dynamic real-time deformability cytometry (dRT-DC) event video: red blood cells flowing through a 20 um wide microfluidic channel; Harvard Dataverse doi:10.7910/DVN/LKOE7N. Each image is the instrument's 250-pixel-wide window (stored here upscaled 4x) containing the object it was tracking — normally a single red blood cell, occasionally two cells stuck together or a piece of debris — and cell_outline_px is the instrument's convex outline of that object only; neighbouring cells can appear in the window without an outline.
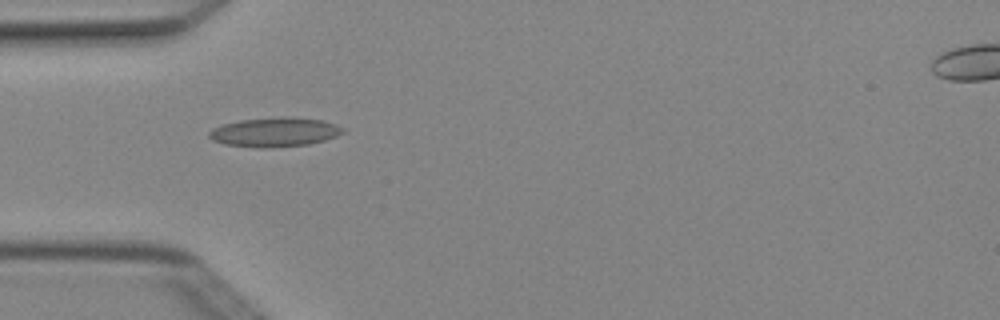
{"species": "Egyptian fruit bat (a non-hibernating species)", "species_latin": "Rousettus aegyptiacus", "temperature_condition": "cold", "stored_images_in_passage": 6, "camera_frame_rate_fps": 3000, "um_per_image_px": 0.085, "animal": {"sex": "female"}, "frame": {"image": 1, "passage_image": 5, "time_ms": 1.333, "image_size_px": [1000, 320], "cell_outline_px": [[344, 132], [336, 136], [324, 140], [308, 144], [264, 148], [224, 144], [212, 140], [208, 136], [208, 132], [212, 128], [224, 124], [240, 120], [280, 116], [288, 116], [324, 120], [336, 124], [344, 128]], "centroid_in_image_um": [23.35, 11.21], "position_along_channel_um": 61.6, "area_um2": 22.89}}
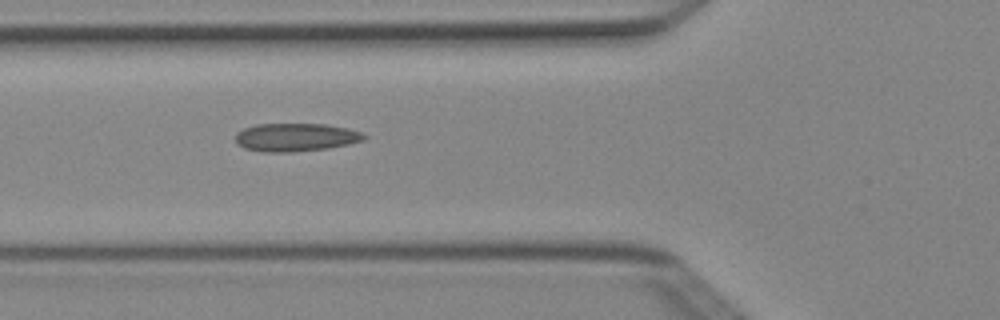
{"frame": {"image": 2, "passage_image": 6, "time_ms": 1.667, "image_size_px": [1000, 320], "cell_outline_px": [[368, 136], [364, 140], [348, 144], [328, 148], [292, 152], [260, 152], [244, 148], [236, 144], [236, 132], [244, 128], [256, 124], [328, 124], [348, 128], [360, 132]], "centroid_in_image_um": [25.12, 11.67], "position_along_channel_um": 100.7, "area_um2": 21.27}}